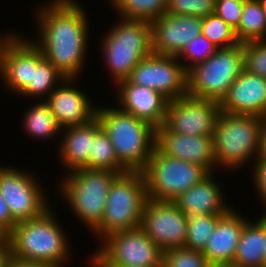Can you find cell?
<instances>
[{
	"label": "cell",
	"mask_w": 266,
	"mask_h": 267,
	"mask_svg": "<svg viewBox=\"0 0 266 267\" xmlns=\"http://www.w3.org/2000/svg\"><path fill=\"white\" fill-rule=\"evenodd\" d=\"M36 5V34L29 36L43 57L66 78H81L90 51V21L78 0H46ZM40 4V5H39ZM89 50V51H88Z\"/></svg>",
	"instance_id": "1"
},
{
	"label": "cell",
	"mask_w": 266,
	"mask_h": 267,
	"mask_svg": "<svg viewBox=\"0 0 266 267\" xmlns=\"http://www.w3.org/2000/svg\"><path fill=\"white\" fill-rule=\"evenodd\" d=\"M56 207L53 204L40 216L17 223L7 234L12 262L57 267L71 265L68 263L72 261L74 247L60 223L62 220H58L61 218Z\"/></svg>",
	"instance_id": "2"
},
{
	"label": "cell",
	"mask_w": 266,
	"mask_h": 267,
	"mask_svg": "<svg viewBox=\"0 0 266 267\" xmlns=\"http://www.w3.org/2000/svg\"><path fill=\"white\" fill-rule=\"evenodd\" d=\"M263 125L264 118L259 116L220 112L213 145L217 167L222 174L224 170L232 174L240 168L250 170L253 167L261 155Z\"/></svg>",
	"instance_id": "3"
},
{
	"label": "cell",
	"mask_w": 266,
	"mask_h": 267,
	"mask_svg": "<svg viewBox=\"0 0 266 267\" xmlns=\"http://www.w3.org/2000/svg\"><path fill=\"white\" fill-rule=\"evenodd\" d=\"M119 174L85 167L72 170L57 178L56 197L91 232L102 221L111 184Z\"/></svg>",
	"instance_id": "4"
},
{
	"label": "cell",
	"mask_w": 266,
	"mask_h": 267,
	"mask_svg": "<svg viewBox=\"0 0 266 267\" xmlns=\"http://www.w3.org/2000/svg\"><path fill=\"white\" fill-rule=\"evenodd\" d=\"M115 19L114 25L109 26L100 37L98 46L105 72L108 71L109 80L113 83L111 86L127 79L137 63L153 53L149 22Z\"/></svg>",
	"instance_id": "5"
},
{
	"label": "cell",
	"mask_w": 266,
	"mask_h": 267,
	"mask_svg": "<svg viewBox=\"0 0 266 267\" xmlns=\"http://www.w3.org/2000/svg\"><path fill=\"white\" fill-rule=\"evenodd\" d=\"M98 105L96 117L111 140L119 162L128 171H142L156 144V128L119 109Z\"/></svg>",
	"instance_id": "6"
},
{
	"label": "cell",
	"mask_w": 266,
	"mask_h": 267,
	"mask_svg": "<svg viewBox=\"0 0 266 267\" xmlns=\"http://www.w3.org/2000/svg\"><path fill=\"white\" fill-rule=\"evenodd\" d=\"M145 180L140 171L119 174L111 184L102 221L91 231L100 244L109 235L140 227L147 201Z\"/></svg>",
	"instance_id": "7"
},
{
	"label": "cell",
	"mask_w": 266,
	"mask_h": 267,
	"mask_svg": "<svg viewBox=\"0 0 266 267\" xmlns=\"http://www.w3.org/2000/svg\"><path fill=\"white\" fill-rule=\"evenodd\" d=\"M243 69V43L217 49L187 71V95L220 102Z\"/></svg>",
	"instance_id": "8"
},
{
	"label": "cell",
	"mask_w": 266,
	"mask_h": 267,
	"mask_svg": "<svg viewBox=\"0 0 266 267\" xmlns=\"http://www.w3.org/2000/svg\"><path fill=\"white\" fill-rule=\"evenodd\" d=\"M141 172L147 198L156 201H173L210 174L206 168L162 154L156 147Z\"/></svg>",
	"instance_id": "9"
},
{
	"label": "cell",
	"mask_w": 266,
	"mask_h": 267,
	"mask_svg": "<svg viewBox=\"0 0 266 267\" xmlns=\"http://www.w3.org/2000/svg\"><path fill=\"white\" fill-rule=\"evenodd\" d=\"M33 172L0 165V193L17 223L40 216L54 204Z\"/></svg>",
	"instance_id": "10"
},
{
	"label": "cell",
	"mask_w": 266,
	"mask_h": 267,
	"mask_svg": "<svg viewBox=\"0 0 266 267\" xmlns=\"http://www.w3.org/2000/svg\"><path fill=\"white\" fill-rule=\"evenodd\" d=\"M127 79L160 92L169 101L187 95V71L176 56L152 53L137 63Z\"/></svg>",
	"instance_id": "11"
},
{
	"label": "cell",
	"mask_w": 266,
	"mask_h": 267,
	"mask_svg": "<svg viewBox=\"0 0 266 267\" xmlns=\"http://www.w3.org/2000/svg\"><path fill=\"white\" fill-rule=\"evenodd\" d=\"M220 112L218 101L186 95L168 102L163 126L181 135L213 136Z\"/></svg>",
	"instance_id": "12"
},
{
	"label": "cell",
	"mask_w": 266,
	"mask_h": 267,
	"mask_svg": "<svg viewBox=\"0 0 266 267\" xmlns=\"http://www.w3.org/2000/svg\"><path fill=\"white\" fill-rule=\"evenodd\" d=\"M97 248L114 264L162 267L163 250L140 227L113 233Z\"/></svg>",
	"instance_id": "13"
},
{
	"label": "cell",
	"mask_w": 266,
	"mask_h": 267,
	"mask_svg": "<svg viewBox=\"0 0 266 267\" xmlns=\"http://www.w3.org/2000/svg\"><path fill=\"white\" fill-rule=\"evenodd\" d=\"M140 228L163 251L185 246L186 216L172 201L147 199Z\"/></svg>",
	"instance_id": "14"
},
{
	"label": "cell",
	"mask_w": 266,
	"mask_h": 267,
	"mask_svg": "<svg viewBox=\"0 0 266 267\" xmlns=\"http://www.w3.org/2000/svg\"><path fill=\"white\" fill-rule=\"evenodd\" d=\"M78 82L79 78H65L44 100L61 128L83 125L96 117L98 102Z\"/></svg>",
	"instance_id": "15"
},
{
	"label": "cell",
	"mask_w": 266,
	"mask_h": 267,
	"mask_svg": "<svg viewBox=\"0 0 266 267\" xmlns=\"http://www.w3.org/2000/svg\"><path fill=\"white\" fill-rule=\"evenodd\" d=\"M152 52L178 56L195 37L202 35V18L164 14L151 23Z\"/></svg>",
	"instance_id": "16"
},
{
	"label": "cell",
	"mask_w": 266,
	"mask_h": 267,
	"mask_svg": "<svg viewBox=\"0 0 266 267\" xmlns=\"http://www.w3.org/2000/svg\"><path fill=\"white\" fill-rule=\"evenodd\" d=\"M114 87V104L117 103L119 109L148 122L156 129L163 126L169 100L160 92L133 84L128 79L117 82Z\"/></svg>",
	"instance_id": "17"
},
{
	"label": "cell",
	"mask_w": 266,
	"mask_h": 267,
	"mask_svg": "<svg viewBox=\"0 0 266 267\" xmlns=\"http://www.w3.org/2000/svg\"><path fill=\"white\" fill-rule=\"evenodd\" d=\"M155 147L162 154L198 164L210 173L220 172L215 159L213 136L181 135L161 126L156 129Z\"/></svg>",
	"instance_id": "18"
},
{
	"label": "cell",
	"mask_w": 266,
	"mask_h": 267,
	"mask_svg": "<svg viewBox=\"0 0 266 267\" xmlns=\"http://www.w3.org/2000/svg\"><path fill=\"white\" fill-rule=\"evenodd\" d=\"M227 114L266 117V79L245 69L219 102Z\"/></svg>",
	"instance_id": "19"
},
{
	"label": "cell",
	"mask_w": 266,
	"mask_h": 267,
	"mask_svg": "<svg viewBox=\"0 0 266 267\" xmlns=\"http://www.w3.org/2000/svg\"><path fill=\"white\" fill-rule=\"evenodd\" d=\"M218 173H210L201 182L193 185L172 202L185 215H225L235 206L231 205L228 199H226L228 198L225 192L226 188L224 185H221L222 182L220 183V179L215 176Z\"/></svg>",
	"instance_id": "20"
},
{
	"label": "cell",
	"mask_w": 266,
	"mask_h": 267,
	"mask_svg": "<svg viewBox=\"0 0 266 267\" xmlns=\"http://www.w3.org/2000/svg\"><path fill=\"white\" fill-rule=\"evenodd\" d=\"M232 208L222 216L202 251L212 267L232 264L244 224L249 220L240 210Z\"/></svg>",
	"instance_id": "21"
},
{
	"label": "cell",
	"mask_w": 266,
	"mask_h": 267,
	"mask_svg": "<svg viewBox=\"0 0 266 267\" xmlns=\"http://www.w3.org/2000/svg\"><path fill=\"white\" fill-rule=\"evenodd\" d=\"M101 128L97 117L83 125L67 126L62 128L59 145L55 152L58 163L64 170L62 175L72 170L88 168L94 134ZM65 172V173H64Z\"/></svg>",
	"instance_id": "22"
},
{
	"label": "cell",
	"mask_w": 266,
	"mask_h": 267,
	"mask_svg": "<svg viewBox=\"0 0 266 267\" xmlns=\"http://www.w3.org/2000/svg\"><path fill=\"white\" fill-rule=\"evenodd\" d=\"M25 36L20 32L8 45L0 82L7 93L17 96L29 85L32 75V40Z\"/></svg>",
	"instance_id": "23"
},
{
	"label": "cell",
	"mask_w": 266,
	"mask_h": 267,
	"mask_svg": "<svg viewBox=\"0 0 266 267\" xmlns=\"http://www.w3.org/2000/svg\"><path fill=\"white\" fill-rule=\"evenodd\" d=\"M249 220L236 247L232 264L239 267H266V214Z\"/></svg>",
	"instance_id": "24"
},
{
	"label": "cell",
	"mask_w": 266,
	"mask_h": 267,
	"mask_svg": "<svg viewBox=\"0 0 266 267\" xmlns=\"http://www.w3.org/2000/svg\"><path fill=\"white\" fill-rule=\"evenodd\" d=\"M66 77L43 57L40 48L32 41V75L29 85L17 96L44 101ZM42 98V99H41ZM32 100V101H31Z\"/></svg>",
	"instance_id": "25"
},
{
	"label": "cell",
	"mask_w": 266,
	"mask_h": 267,
	"mask_svg": "<svg viewBox=\"0 0 266 267\" xmlns=\"http://www.w3.org/2000/svg\"><path fill=\"white\" fill-rule=\"evenodd\" d=\"M26 112H23V120H21L22 130L26 136L35 141L42 143L54 140L59 145L62 128L58 125L54 114L45 101H33ZM47 140V141H46ZM57 140V141H56Z\"/></svg>",
	"instance_id": "26"
},
{
	"label": "cell",
	"mask_w": 266,
	"mask_h": 267,
	"mask_svg": "<svg viewBox=\"0 0 266 267\" xmlns=\"http://www.w3.org/2000/svg\"><path fill=\"white\" fill-rule=\"evenodd\" d=\"M168 0H111L116 17L151 23L166 14Z\"/></svg>",
	"instance_id": "27"
},
{
	"label": "cell",
	"mask_w": 266,
	"mask_h": 267,
	"mask_svg": "<svg viewBox=\"0 0 266 267\" xmlns=\"http://www.w3.org/2000/svg\"><path fill=\"white\" fill-rule=\"evenodd\" d=\"M240 43L266 39V12L260 0H245L238 28L235 30Z\"/></svg>",
	"instance_id": "28"
},
{
	"label": "cell",
	"mask_w": 266,
	"mask_h": 267,
	"mask_svg": "<svg viewBox=\"0 0 266 267\" xmlns=\"http://www.w3.org/2000/svg\"><path fill=\"white\" fill-rule=\"evenodd\" d=\"M88 168L113 171L120 174L128 171L119 162L113 144L102 127L94 134Z\"/></svg>",
	"instance_id": "29"
},
{
	"label": "cell",
	"mask_w": 266,
	"mask_h": 267,
	"mask_svg": "<svg viewBox=\"0 0 266 267\" xmlns=\"http://www.w3.org/2000/svg\"><path fill=\"white\" fill-rule=\"evenodd\" d=\"M185 216L187 220V238L184 247L203 251L217 221L224 215L204 214L198 216L196 214H186Z\"/></svg>",
	"instance_id": "30"
},
{
	"label": "cell",
	"mask_w": 266,
	"mask_h": 267,
	"mask_svg": "<svg viewBox=\"0 0 266 267\" xmlns=\"http://www.w3.org/2000/svg\"><path fill=\"white\" fill-rule=\"evenodd\" d=\"M202 35L218 49L238 45L235 30L216 14L202 18Z\"/></svg>",
	"instance_id": "31"
},
{
	"label": "cell",
	"mask_w": 266,
	"mask_h": 267,
	"mask_svg": "<svg viewBox=\"0 0 266 267\" xmlns=\"http://www.w3.org/2000/svg\"><path fill=\"white\" fill-rule=\"evenodd\" d=\"M218 48L205 36L200 35L192 39L177 56L185 70L206 61Z\"/></svg>",
	"instance_id": "32"
},
{
	"label": "cell",
	"mask_w": 266,
	"mask_h": 267,
	"mask_svg": "<svg viewBox=\"0 0 266 267\" xmlns=\"http://www.w3.org/2000/svg\"><path fill=\"white\" fill-rule=\"evenodd\" d=\"M162 267H212L202 251L175 247L163 251Z\"/></svg>",
	"instance_id": "33"
},
{
	"label": "cell",
	"mask_w": 266,
	"mask_h": 267,
	"mask_svg": "<svg viewBox=\"0 0 266 267\" xmlns=\"http://www.w3.org/2000/svg\"><path fill=\"white\" fill-rule=\"evenodd\" d=\"M215 4L216 0H168L166 13L203 18L215 13Z\"/></svg>",
	"instance_id": "34"
},
{
	"label": "cell",
	"mask_w": 266,
	"mask_h": 267,
	"mask_svg": "<svg viewBox=\"0 0 266 267\" xmlns=\"http://www.w3.org/2000/svg\"><path fill=\"white\" fill-rule=\"evenodd\" d=\"M244 69L266 79V39L243 43Z\"/></svg>",
	"instance_id": "35"
},
{
	"label": "cell",
	"mask_w": 266,
	"mask_h": 267,
	"mask_svg": "<svg viewBox=\"0 0 266 267\" xmlns=\"http://www.w3.org/2000/svg\"><path fill=\"white\" fill-rule=\"evenodd\" d=\"M244 1L245 0H216L214 14L236 30L242 16Z\"/></svg>",
	"instance_id": "36"
},
{
	"label": "cell",
	"mask_w": 266,
	"mask_h": 267,
	"mask_svg": "<svg viewBox=\"0 0 266 267\" xmlns=\"http://www.w3.org/2000/svg\"><path fill=\"white\" fill-rule=\"evenodd\" d=\"M249 176L251 175V185L256 190L257 200H259L263 207V214H266V158H258V160L253 164V167L249 171Z\"/></svg>",
	"instance_id": "37"
},
{
	"label": "cell",
	"mask_w": 266,
	"mask_h": 267,
	"mask_svg": "<svg viewBox=\"0 0 266 267\" xmlns=\"http://www.w3.org/2000/svg\"><path fill=\"white\" fill-rule=\"evenodd\" d=\"M85 260L87 266L89 264L88 267H130L112 263L98 248L94 249Z\"/></svg>",
	"instance_id": "38"
},
{
	"label": "cell",
	"mask_w": 266,
	"mask_h": 267,
	"mask_svg": "<svg viewBox=\"0 0 266 267\" xmlns=\"http://www.w3.org/2000/svg\"><path fill=\"white\" fill-rule=\"evenodd\" d=\"M17 222L13 219L8 205L0 193V227L8 234Z\"/></svg>",
	"instance_id": "39"
},
{
	"label": "cell",
	"mask_w": 266,
	"mask_h": 267,
	"mask_svg": "<svg viewBox=\"0 0 266 267\" xmlns=\"http://www.w3.org/2000/svg\"><path fill=\"white\" fill-rule=\"evenodd\" d=\"M13 30L12 32L7 31L6 33L3 31V34H0V80L2 78L3 73V63H4V54L8 47V45L12 42V40L19 34ZM1 82V81H0Z\"/></svg>",
	"instance_id": "40"
},
{
	"label": "cell",
	"mask_w": 266,
	"mask_h": 267,
	"mask_svg": "<svg viewBox=\"0 0 266 267\" xmlns=\"http://www.w3.org/2000/svg\"><path fill=\"white\" fill-rule=\"evenodd\" d=\"M11 261V254L8 244L6 246H0V267H7Z\"/></svg>",
	"instance_id": "41"
},
{
	"label": "cell",
	"mask_w": 266,
	"mask_h": 267,
	"mask_svg": "<svg viewBox=\"0 0 266 267\" xmlns=\"http://www.w3.org/2000/svg\"><path fill=\"white\" fill-rule=\"evenodd\" d=\"M259 158H266V117L264 118V125L262 131V149Z\"/></svg>",
	"instance_id": "42"
},
{
	"label": "cell",
	"mask_w": 266,
	"mask_h": 267,
	"mask_svg": "<svg viewBox=\"0 0 266 267\" xmlns=\"http://www.w3.org/2000/svg\"><path fill=\"white\" fill-rule=\"evenodd\" d=\"M7 245V233L0 227V246Z\"/></svg>",
	"instance_id": "43"
},
{
	"label": "cell",
	"mask_w": 266,
	"mask_h": 267,
	"mask_svg": "<svg viewBox=\"0 0 266 267\" xmlns=\"http://www.w3.org/2000/svg\"><path fill=\"white\" fill-rule=\"evenodd\" d=\"M22 267H57V266L22 263Z\"/></svg>",
	"instance_id": "44"
},
{
	"label": "cell",
	"mask_w": 266,
	"mask_h": 267,
	"mask_svg": "<svg viewBox=\"0 0 266 267\" xmlns=\"http://www.w3.org/2000/svg\"><path fill=\"white\" fill-rule=\"evenodd\" d=\"M7 267H22V263L10 262Z\"/></svg>",
	"instance_id": "45"
},
{
	"label": "cell",
	"mask_w": 266,
	"mask_h": 267,
	"mask_svg": "<svg viewBox=\"0 0 266 267\" xmlns=\"http://www.w3.org/2000/svg\"><path fill=\"white\" fill-rule=\"evenodd\" d=\"M262 6H263V9L265 10L266 12V0H260Z\"/></svg>",
	"instance_id": "46"
},
{
	"label": "cell",
	"mask_w": 266,
	"mask_h": 267,
	"mask_svg": "<svg viewBox=\"0 0 266 267\" xmlns=\"http://www.w3.org/2000/svg\"><path fill=\"white\" fill-rule=\"evenodd\" d=\"M219 267H239V266H236V265H233V264H227V265H222V266H219Z\"/></svg>",
	"instance_id": "47"
}]
</instances>
